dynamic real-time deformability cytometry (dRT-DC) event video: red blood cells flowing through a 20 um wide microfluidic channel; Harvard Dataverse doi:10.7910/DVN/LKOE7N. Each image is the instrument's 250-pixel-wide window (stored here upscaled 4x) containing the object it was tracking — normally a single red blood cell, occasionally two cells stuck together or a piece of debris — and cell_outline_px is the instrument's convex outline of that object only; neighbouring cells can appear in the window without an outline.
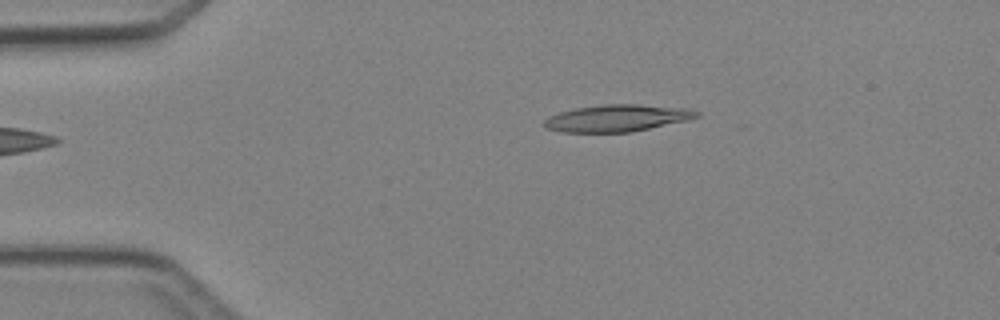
{"species": "Egyptian fruit bat (a non-hibernating species)", "species_latin": "Rousettus aegyptiacus", "temperature_condition": "cold", "stored_images_in_passage": 4, "camera_frame_rate_fps": 3000, "um_per_image_px": 0.085, "animal": {"sex": "female"}, "frame": {"image": 1, "passage_image": 4, "time_ms": 4.333, "image_size_px": [1000, 320], "cell_outline_px": [[700, 116], [688, 120], [632, 132], [560, 132], [544, 128], [544, 120], [548, 116], [560, 112], [576, 108], [604, 104], [640, 104], [692, 108], [700, 112]], "centroid_in_image_um": [52.49, 10.03], "position_along_channel_um": 32.5, "area_um2": 24.22}}